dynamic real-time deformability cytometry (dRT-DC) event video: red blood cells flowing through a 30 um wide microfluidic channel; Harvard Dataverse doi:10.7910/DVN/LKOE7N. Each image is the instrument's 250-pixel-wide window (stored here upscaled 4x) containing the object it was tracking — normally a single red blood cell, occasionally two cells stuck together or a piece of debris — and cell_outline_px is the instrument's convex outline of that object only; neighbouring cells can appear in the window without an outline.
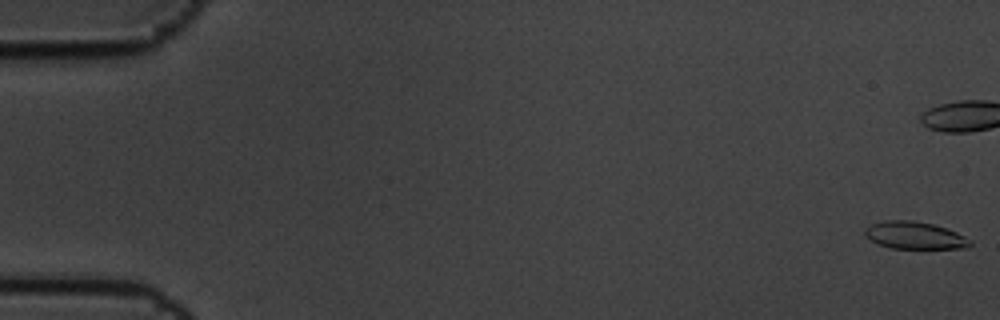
{"species": "common noctule bat (a hibernating species)", "species_latin": "Nyctalus noctula", "temperature_condition": "cold", "stored_images_in_passage": 12, "camera_frame_rate_fps": 3000, "um_per_image_px": 0.085, "animal": {"sex": "male", "body_mass_g": 19.5, "forearm_length_mm": 54.6}, "frame": {"image": 1, "passage_image": 1, "time_ms": 0.0, "image_size_px": [1000, 320], "cell_outline_px": [[972, 244], [968, 248], [892, 248], [880, 244], [872, 240], [864, 232], [864, 228], [872, 224], [884, 220], [912, 220], [932, 224], [956, 232], [972, 240]], "centroid_in_image_um": [77.77, 20.0], "position_along_channel_um": 7.2, "area_um2": 16.53}}